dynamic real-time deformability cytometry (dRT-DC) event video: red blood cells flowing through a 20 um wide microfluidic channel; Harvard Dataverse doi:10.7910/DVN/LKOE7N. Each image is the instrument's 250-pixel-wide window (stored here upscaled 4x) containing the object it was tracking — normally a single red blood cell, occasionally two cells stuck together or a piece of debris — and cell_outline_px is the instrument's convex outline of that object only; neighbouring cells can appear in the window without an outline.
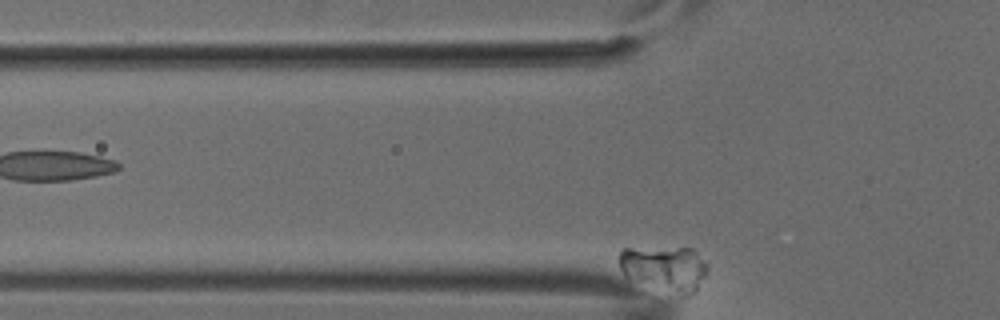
{"species": "common noctule bat (a hibernating species)", "species_latin": "Nyctalus noctula", "temperature_condition": "cold", "stored_images_in_passage": 4, "camera_frame_rate_fps": 3000, "um_per_image_px": 0.085, "animal": {"sex": "male", "body_mass_g": 18.8}, "frame": {"image": 1, "passage_image": 2, "time_ms": 0.333, "image_size_px": [1000, 320], "cell_outline_px": [[708, 272], [696, 288], [692, 292], [684, 296], [680, 296], [628, 276], [620, 268], [620, 252], [624, 248], [692, 248], [708, 264]], "centroid_in_image_um": [56.55, 22.78], "position_along_channel_um": 69.2, "area_um2": 22.72}}
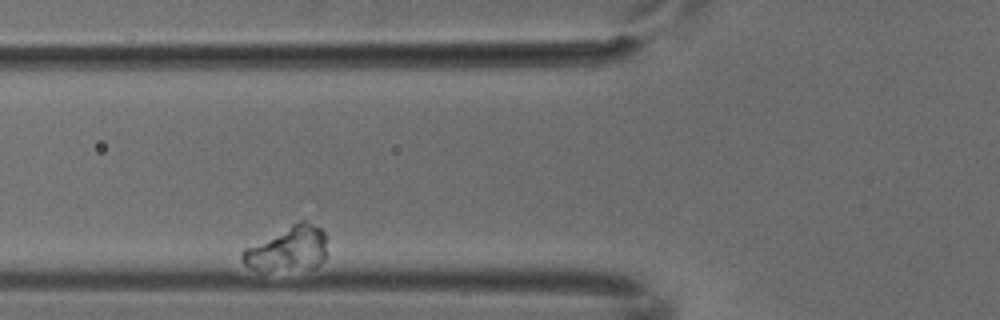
{"frame": {"image": 2, "passage_image": 3, "time_ms": 0.667, "image_size_px": [1000, 320], "cell_outline_px": [[324, 260], [316, 268], [252, 268], [244, 264], [240, 256], [240, 252], [244, 248], [300, 220], [304, 220], [320, 228], [324, 232]], "centroid_in_image_um": [24.46, 21.12], "position_along_channel_um": 101.3, "area_um2": 21.27}}
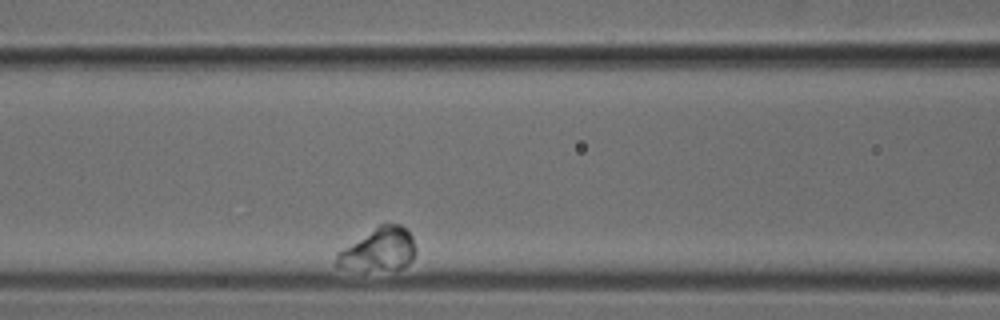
{"frame": {"image": 3, "passage_image": 4, "time_ms": 1.0, "image_size_px": [1000, 320], "cell_outline_px": [[416, 252], [412, 260], [408, 264], [400, 268], [364, 268], [336, 264], [336, 252], [380, 224], [400, 224], [412, 236], [416, 248]], "centroid_in_image_um": [32.26, 21.15], "position_along_channel_um": 134.3, "area_um2": 18.9}}